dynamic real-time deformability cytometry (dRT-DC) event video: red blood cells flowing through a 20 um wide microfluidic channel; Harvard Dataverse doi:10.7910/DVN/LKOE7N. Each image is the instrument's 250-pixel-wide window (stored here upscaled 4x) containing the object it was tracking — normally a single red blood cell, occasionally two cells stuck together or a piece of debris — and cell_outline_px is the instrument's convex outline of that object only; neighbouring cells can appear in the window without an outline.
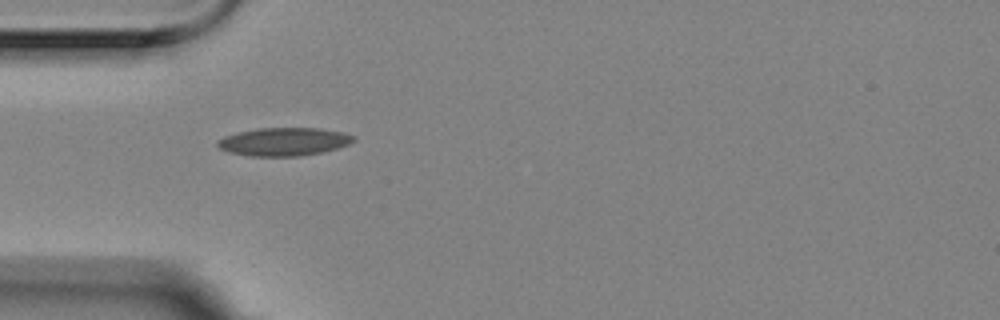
{"species": "Egyptian fruit bat (a non-hibernating species)", "species_latin": "Rousettus aegyptiacus", "temperature_condition": "room temperature", "stored_images_in_passage": 5, "camera_frame_rate_fps": 3000, "um_per_image_px": 0.085, "animal": {"sex": "female"}, "frame": {"image": 1, "passage_image": 4, "time_ms": 1.0, "image_size_px": [1000, 320], "cell_outline_px": [[356, 140], [348, 144], [324, 152], [300, 156], [248, 156], [228, 152], [220, 148], [216, 144], [216, 140], [224, 136], [236, 132], [256, 128], [320, 128], [344, 132], [356, 136]], "centroid_in_image_um": [24.12, 12.04], "position_along_channel_um": 60.9, "area_um2": 22.6}}
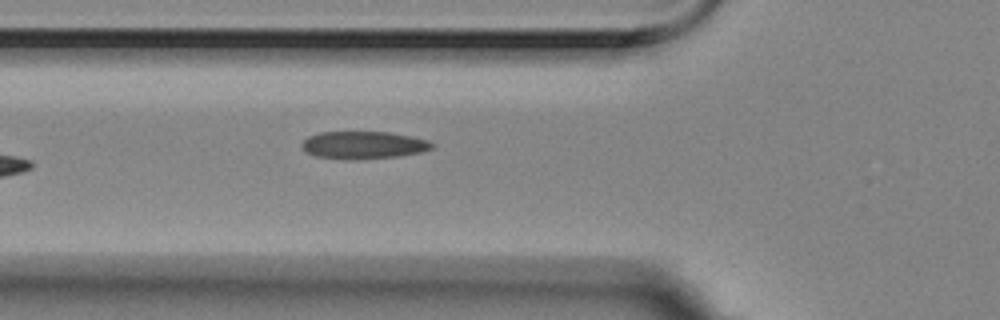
{"frame": {"image": 2, "passage_image": 5, "time_ms": 1.333, "image_size_px": [1000, 320], "cell_outline_px": [[436, 144], [432, 148], [420, 152], [400, 156], [356, 160], [348, 160], [316, 156], [308, 152], [300, 144], [308, 136], [320, 132], [388, 132], [412, 136], [428, 140]], "centroid_in_image_um": [30.92, 12.33], "position_along_channel_um": 94.9, "area_um2": 20.98}}